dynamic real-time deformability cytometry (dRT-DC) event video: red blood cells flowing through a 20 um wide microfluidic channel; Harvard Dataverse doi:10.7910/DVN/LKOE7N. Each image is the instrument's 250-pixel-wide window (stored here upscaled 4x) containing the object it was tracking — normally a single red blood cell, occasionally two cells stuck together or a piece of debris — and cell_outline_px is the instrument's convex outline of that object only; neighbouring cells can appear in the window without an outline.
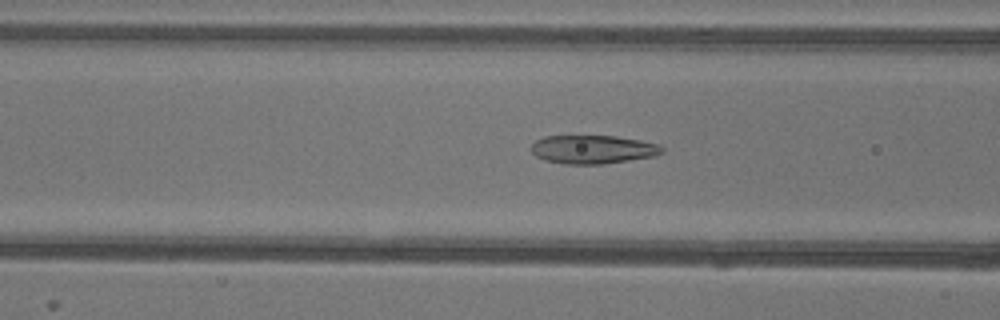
{"species": "common noctule bat (a hibernating species)", "species_latin": "Nyctalus noctula", "temperature_condition": "warm", "stored_images_in_passage": 52, "camera_frame_rate_fps": 3000, "um_per_image_px": 0.085, "animal": {"sex": "female"}, "frame": {"image": 1, "passage_image": 20, "time_ms": 6.333, "image_size_px": [1000, 320], "cell_outline_px": [[664, 152], [656, 156], [604, 164], [564, 164], [544, 160], [536, 156], [532, 152], [532, 144], [536, 140], [544, 136], [616, 136], [640, 140], [660, 144], [664, 148]], "centroid_in_image_um": [50.43, 12.7], "position_along_channel_um": 116.2, "area_um2": 21.91}}
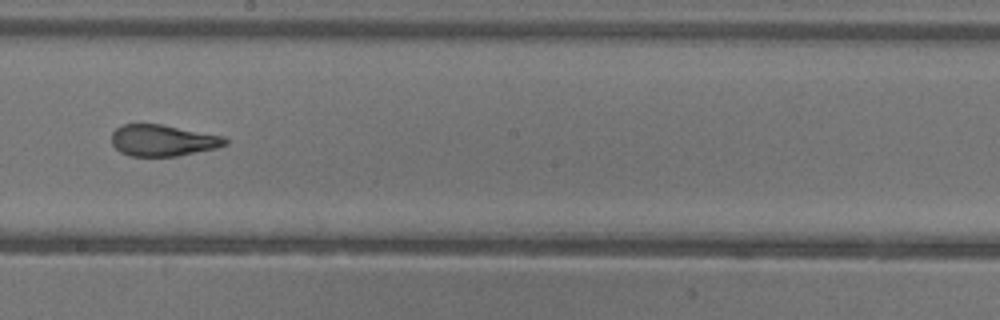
{"frame": {"image": 2, "passage_image": 29, "time_ms": 9.333, "image_size_px": [1000, 320], "cell_outline_px": [[228, 144], [216, 148], [176, 156], [128, 156], [120, 152], [112, 144], [112, 132], [116, 128], [124, 124], [160, 124], [224, 136], [228, 140]], "centroid_in_image_um": [13.84, 11.94], "position_along_channel_um": 234.4, "area_um2": 20.75}}
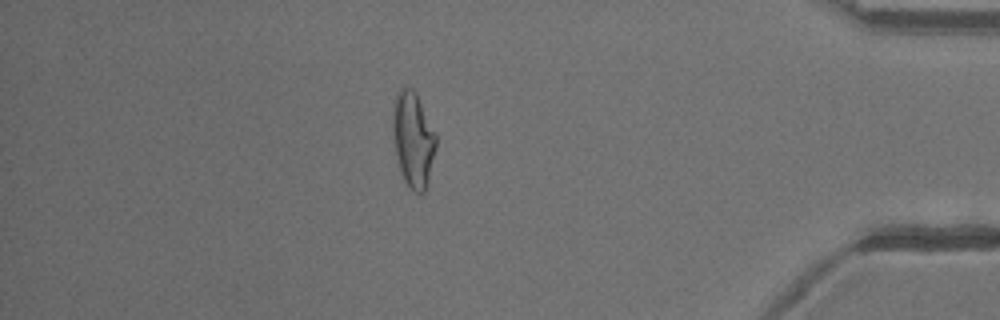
{"frame": {"image": 3, "passage_image": 45, "time_ms": 14.667, "image_size_px": [1000, 320], "cell_outline_px": [[436, 148], [428, 180], [424, 192], [416, 192], [404, 180], [396, 156], [392, 128], [392, 108], [396, 96], [400, 88], [412, 88], [416, 92], [436, 136]], "centroid_in_image_um": [35.1, 11.82], "position_along_channel_um": 400.1, "area_um2": 23.58}, "authors_computed_cell_mechanics": {"area_um2": 23.0044, "velocity_mm_per_s": 3.9395, "shape_relaxation_time_tau1_ms": null, "shape_relaxation_time_tau2_ms": 1.3375, "deformation_change_tau1": null, "deformation_change_tau2": 0.0992}}